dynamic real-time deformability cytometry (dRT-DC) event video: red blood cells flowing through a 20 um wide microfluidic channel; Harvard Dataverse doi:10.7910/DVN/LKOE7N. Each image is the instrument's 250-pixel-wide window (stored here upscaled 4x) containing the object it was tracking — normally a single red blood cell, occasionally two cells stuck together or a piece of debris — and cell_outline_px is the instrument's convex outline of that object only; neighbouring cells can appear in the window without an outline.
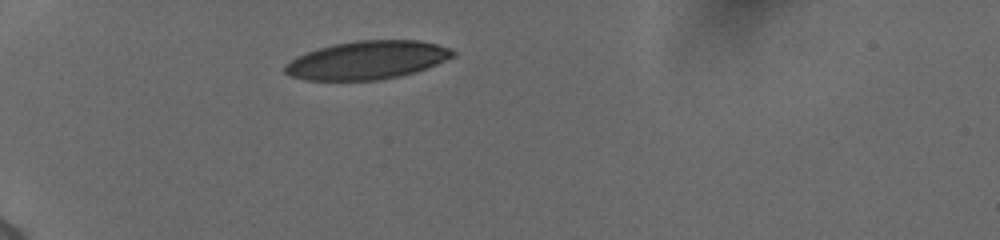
{"species": "human", "species_latin": "Homo sapiens", "temperature_condition": "cold", "stored_images_in_passage": 9, "camera_frame_rate_fps": 3000, "um_per_image_px": 0.085, "donor": {"sex": "female"}, "frame": {"image": 1, "passage_image": 1, "time_ms": 0.0, "image_size_px": [1000, 240], "cell_outline_px": [[456, 56], [428, 68], [416, 72], [400, 76], [380, 80], [308, 80], [292, 76], [284, 72], [284, 68], [296, 56], [332, 44], [356, 40], [420, 40], [452, 48], [456, 52]], "centroid_in_image_um": [31.29, 5.1], "position_along_channel_um": 53.7, "area_um2": 37.57}}
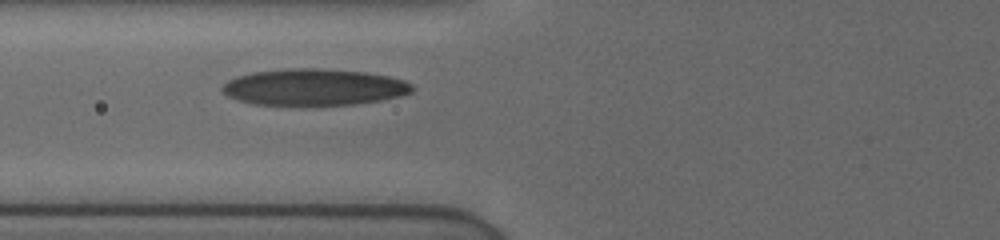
{"frame": {"image": 2, "passage_image": 6, "time_ms": 2.0, "image_size_px": [1000, 240], "cell_outline_px": [[412, 92], [380, 100], [352, 104], [256, 104], [240, 100], [228, 96], [220, 88], [228, 80], [236, 76], [252, 72], [284, 68], [320, 68], [364, 72], [388, 76], [404, 80], [412, 84]], "centroid_in_image_um": [26.66, 7.38], "position_along_channel_um": 99.1, "area_um2": 39.94}}
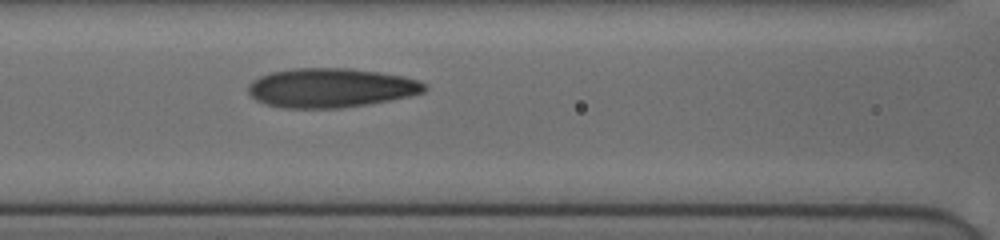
{"frame": {"image": 3, "passage_image": 9, "time_ms": 3.0, "image_size_px": [1000, 240], "cell_outline_px": [[428, 88], [424, 92], [408, 96], [368, 104], [340, 108], [280, 108], [264, 104], [256, 100], [248, 92], [248, 84], [252, 80], [260, 76], [272, 72], [292, 68], [348, 68], [404, 76], [420, 80], [428, 84]], "centroid_in_image_um": [28.11, 7.47], "position_along_channel_um": 138.5, "area_um2": 40.52}}